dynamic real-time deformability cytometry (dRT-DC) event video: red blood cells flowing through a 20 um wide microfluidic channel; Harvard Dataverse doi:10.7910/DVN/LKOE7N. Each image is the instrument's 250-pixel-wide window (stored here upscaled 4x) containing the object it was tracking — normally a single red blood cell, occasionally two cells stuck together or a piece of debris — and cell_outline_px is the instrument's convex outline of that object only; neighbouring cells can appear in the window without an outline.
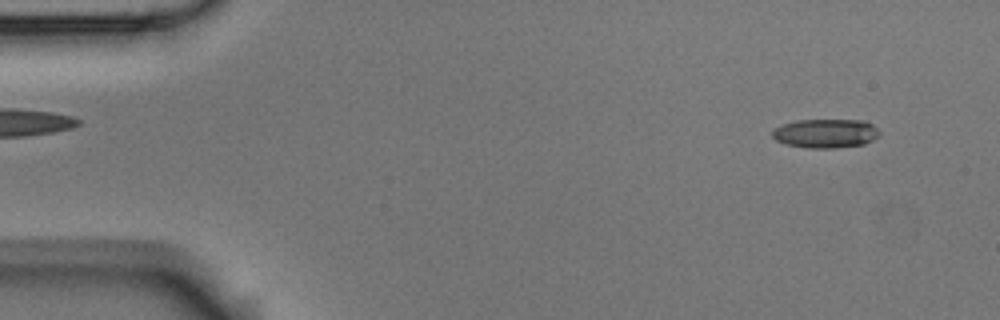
{"species": "Egyptian fruit bat (a non-hibernating species)", "species_latin": "Rousettus aegyptiacus", "temperature_condition": "room temperature", "stored_images_in_passage": 4, "camera_frame_rate_fps": 3000, "um_per_image_px": 0.085, "animal": {"sex": "male"}, "frame": {"image": 1, "passage_image": 1, "time_ms": 0.0, "image_size_px": [1000, 320], "cell_outline_px": [[880, 132], [872, 140], [864, 144], [836, 148], [808, 148], [788, 144], [776, 140], [772, 136], [772, 132], [780, 124], [796, 120], [864, 120], [872, 124]], "centroid_in_image_um": [70.16, 11.33], "position_along_channel_um": 14.8, "area_um2": 18.03}}
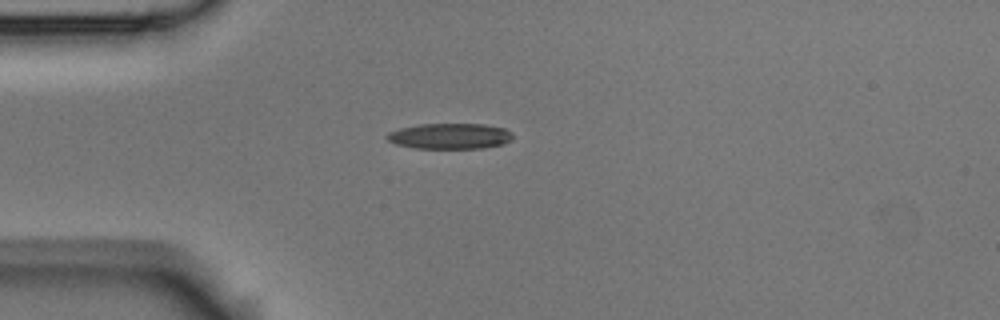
{"frame": {"image": 2, "passage_image": 4, "time_ms": 1.0, "image_size_px": [1000, 320], "cell_outline_px": [[512, 140], [504, 144], [484, 148], [416, 148], [396, 144], [388, 140], [384, 136], [388, 132], [400, 128], [420, 124], [484, 124], [504, 128], [512, 132]], "centroid_in_image_um": [38.25, 11.57], "position_along_channel_um": 46.7, "area_um2": 18.9}}